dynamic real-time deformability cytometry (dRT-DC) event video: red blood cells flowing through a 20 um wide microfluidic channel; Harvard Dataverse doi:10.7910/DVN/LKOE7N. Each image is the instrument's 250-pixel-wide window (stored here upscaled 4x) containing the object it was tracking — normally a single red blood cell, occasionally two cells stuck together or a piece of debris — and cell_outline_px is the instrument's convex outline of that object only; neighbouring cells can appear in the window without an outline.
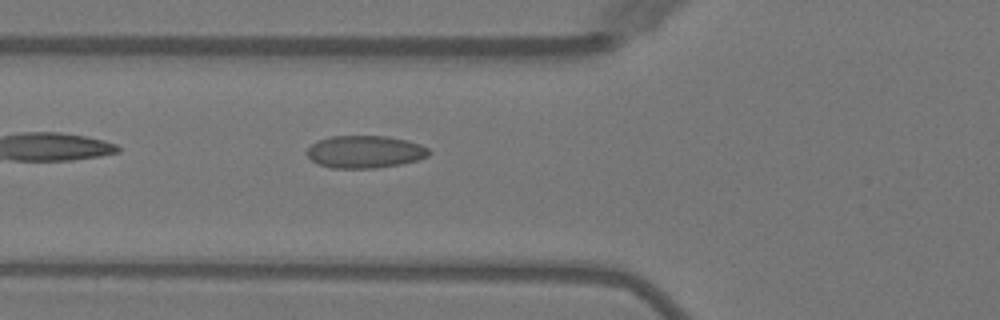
{"species": "Egyptian fruit bat (a non-hibernating species)", "species_latin": "Rousettus aegyptiacus", "temperature_condition": "warm", "stored_images_in_passage": 5, "camera_frame_rate_fps": 3000, "um_per_image_px": 0.085, "animal": {"sex": "female"}, "frame": {"image": 1, "passage_image": 5, "time_ms": 5.333, "image_size_px": [1000, 320], "cell_outline_px": [[432, 152], [428, 156], [416, 160], [400, 164], [376, 168], [332, 168], [320, 164], [312, 160], [304, 152], [316, 140], [332, 136], [388, 136], [408, 140], [420, 144], [428, 148]], "centroid_in_image_um": [31.02, 12.89], "position_along_channel_um": 94.8, "area_um2": 23.18}}